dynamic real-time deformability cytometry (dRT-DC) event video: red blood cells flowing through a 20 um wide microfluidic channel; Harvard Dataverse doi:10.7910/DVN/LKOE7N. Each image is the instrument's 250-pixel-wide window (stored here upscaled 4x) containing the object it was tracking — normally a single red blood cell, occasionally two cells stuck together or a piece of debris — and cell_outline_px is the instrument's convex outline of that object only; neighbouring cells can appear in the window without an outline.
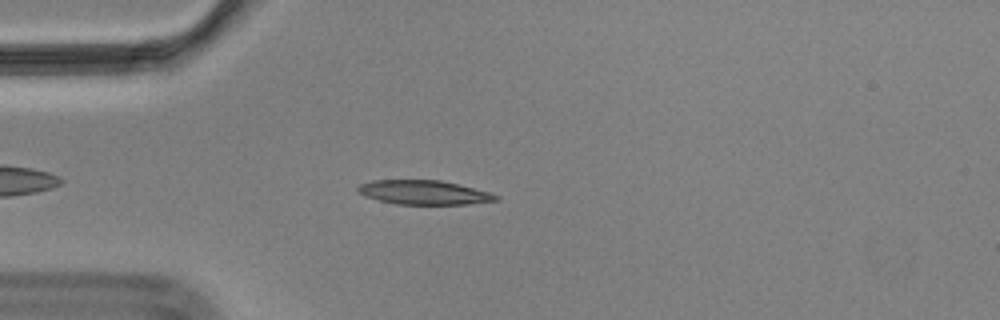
{"species": "Egyptian fruit bat (a non-hibernating species)", "species_latin": "Rousettus aegyptiacus", "temperature_condition": "cold", "stored_images_in_passage": 43, "camera_frame_rate_fps": 3000, "um_per_image_px": 0.085, "animal": {"sex": "male"}, "frame": {"image": 1, "passage_image": 1, "time_ms": 0.0, "image_size_px": [1000, 320], "cell_outline_px": [[500, 200], [468, 204], [396, 204], [364, 196], [356, 192], [356, 188], [360, 184], [372, 180], [440, 180], [488, 192], [500, 196]], "centroid_in_image_um": [35.99, 16.36], "position_along_channel_um": 49.0, "area_um2": 19.36}}
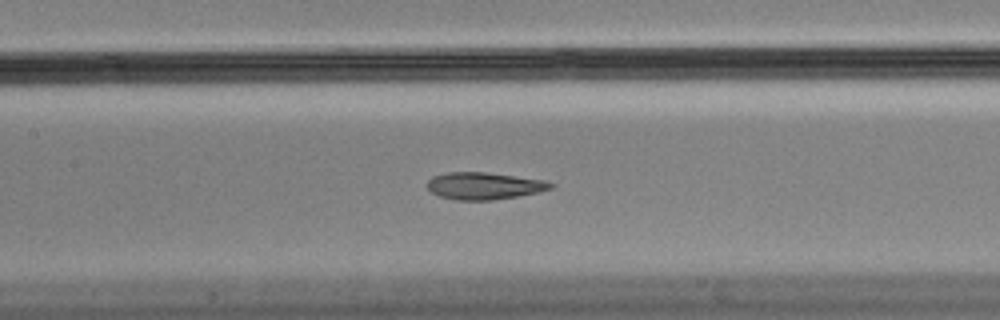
{"frame": {"image": 2, "passage_image": 12, "time_ms": 3.667, "image_size_px": [1000, 320], "cell_outline_px": [[556, 184], [552, 188], [540, 192], [492, 200], [456, 200], [440, 196], [432, 192], [428, 188], [428, 180], [432, 176], [444, 172], [484, 172], [544, 180]], "centroid_in_image_um": [41.15, 15.79], "position_along_channel_um": 166.3, "area_um2": 19.42}}
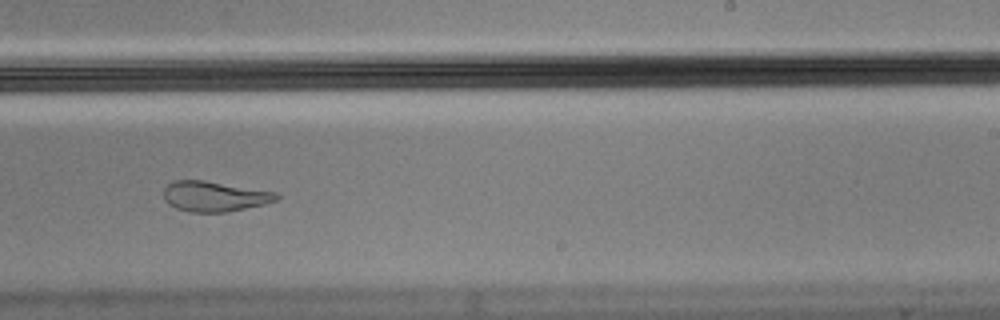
{"frame": {"image": 3, "passage_image": 21, "time_ms": 6.667, "image_size_px": [1000, 320], "cell_outline_px": [[280, 196], [276, 200], [264, 204], [228, 212], [192, 212], [176, 208], [168, 204], [164, 200], [164, 188], [172, 180], [204, 180], [276, 192]], "centroid_in_image_um": [18.2, 16.69], "position_along_channel_um": 270.8, "area_um2": 19.88}, "authors_computed_cell_mechanics": {"area_um2": 20.808, "velocity_mm_per_s": 3.5017, "shape_relaxation_time_tau1_ms": null, "shape_relaxation_time_tau2_ms": 1.8961, "deformation_change_tau1": null, "deformation_change_tau2": 0.0882}}